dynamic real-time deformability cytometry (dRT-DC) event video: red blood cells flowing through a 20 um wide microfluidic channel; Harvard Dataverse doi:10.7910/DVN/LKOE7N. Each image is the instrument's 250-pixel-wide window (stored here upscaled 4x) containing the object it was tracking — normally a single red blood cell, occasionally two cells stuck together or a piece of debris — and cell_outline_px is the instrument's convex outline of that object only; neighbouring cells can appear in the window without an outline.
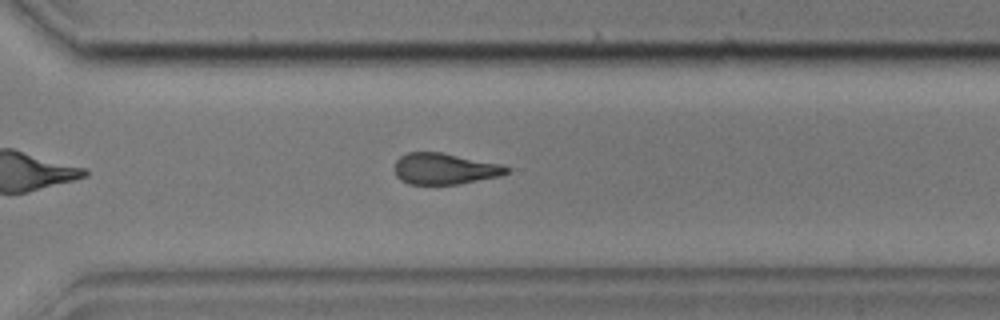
{"species": "common noctule bat (a hibernating species)", "species_latin": "Nyctalus noctula", "temperature_condition": "cold", "stored_images_in_passage": 38, "camera_frame_rate_fps": 3000, "um_per_image_px": 0.085, "animal": {"sex": "male", "body_mass_g": 17.9, "forearm_length_mm": 54.2}, "frame": {"image": 1, "passage_image": 27, "time_ms": 8.667, "image_size_px": [1000, 320], "cell_outline_px": [[512, 168], [508, 172], [500, 176], [460, 184], [408, 184], [400, 180], [396, 176], [392, 168], [396, 160], [400, 156], [408, 152], [440, 152], [504, 164]], "centroid_in_image_um": [37.79, 14.34], "position_along_channel_um": 332.8, "area_um2": 20.75}, "authors_computed_cell_mechanics": {"area_um2": 21.4149, "velocity_mm_per_s": 3.5875, "shape_relaxation_time_tau1_ms": 5.9283, "shape_relaxation_time_tau2_ms": 3.7903, "deformation_change_tau1": 0.1888, "deformation_change_tau2": 0.1379}}